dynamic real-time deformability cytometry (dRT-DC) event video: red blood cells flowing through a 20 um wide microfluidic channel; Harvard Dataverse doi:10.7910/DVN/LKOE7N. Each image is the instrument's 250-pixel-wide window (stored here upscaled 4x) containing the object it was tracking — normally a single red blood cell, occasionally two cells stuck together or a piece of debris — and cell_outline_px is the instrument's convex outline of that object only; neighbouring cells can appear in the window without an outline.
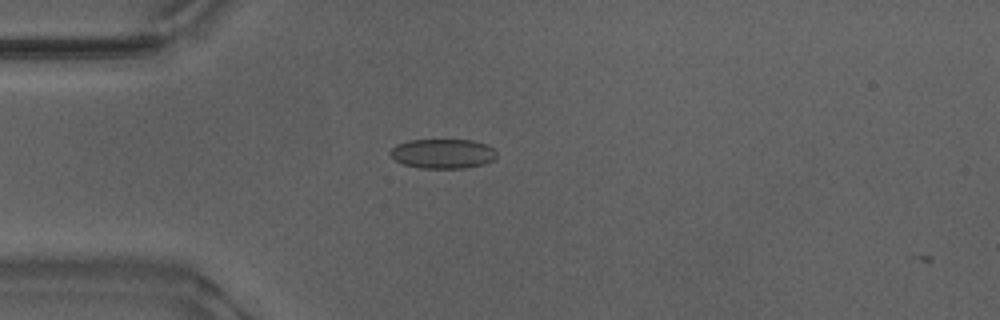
{"species": "Egyptian fruit bat (a non-hibernating species)", "species_latin": "Rousettus aegyptiacus", "temperature_condition": "warm", "stored_images_in_passage": 3, "camera_frame_rate_fps": 3000, "um_per_image_px": 0.085, "animal": {"sex": "male"}, "frame": {"image": 1, "passage_image": 2, "time_ms": 0.333, "image_size_px": [1000, 320], "cell_outline_px": [[496, 156], [492, 160], [484, 164], [464, 168], [420, 168], [404, 164], [396, 160], [388, 152], [396, 144], [408, 140], [472, 140], [488, 144], [496, 152]], "centroid_in_image_um": [37.63, 13.05], "position_along_channel_um": 47.4, "area_um2": 18.32}}